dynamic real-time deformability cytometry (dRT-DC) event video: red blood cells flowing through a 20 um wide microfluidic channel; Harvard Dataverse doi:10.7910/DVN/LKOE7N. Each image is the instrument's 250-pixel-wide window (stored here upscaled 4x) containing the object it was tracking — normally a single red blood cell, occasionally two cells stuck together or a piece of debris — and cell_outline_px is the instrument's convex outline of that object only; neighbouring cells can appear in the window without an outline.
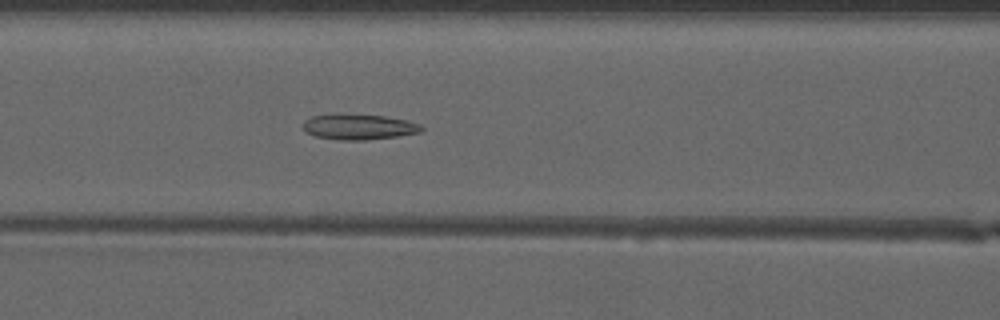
{"species": "common noctule bat (a hibernating species)", "species_latin": "Nyctalus noctula", "temperature_condition": "warm", "stored_images_in_passage": 36, "camera_frame_rate_fps": 3000, "um_per_image_px": 0.085, "animal": {"sex": "male", "forearm_length_mm": 52.5}, "frame": {"image": 1, "passage_image": 8, "time_ms": 2.333, "image_size_px": [1000, 320], "cell_outline_px": [[424, 128], [420, 132], [396, 136], [364, 140], [340, 140], [316, 136], [308, 132], [304, 128], [304, 120], [312, 116], [332, 112], [336, 112], [384, 116], [408, 120], [420, 124]], "centroid_in_image_um": [30.48, 10.75], "position_along_channel_um": 136.1, "area_um2": 17.86}}
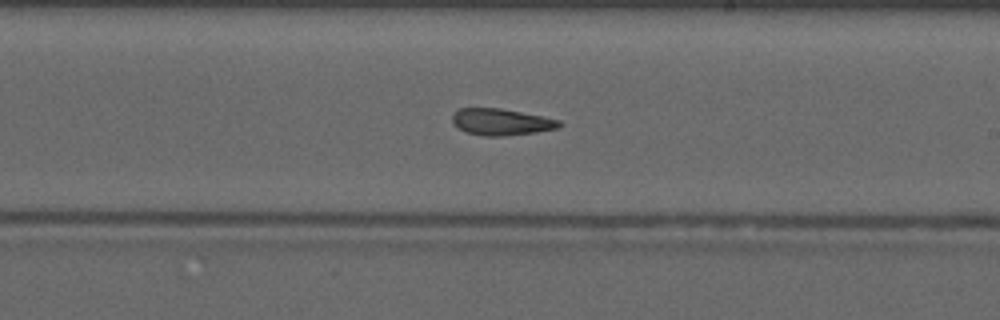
{"frame": {"image": 2, "passage_image": 16, "time_ms": 5.0, "image_size_px": [1000, 320], "cell_outline_px": [[564, 124], [560, 128], [536, 132], [504, 136], [484, 136], [468, 132], [460, 128], [452, 120], [452, 116], [460, 108], [500, 108], [560, 120]], "centroid_in_image_um": [42.66, 10.37], "position_along_channel_um": 246.3, "area_um2": 16.36}}
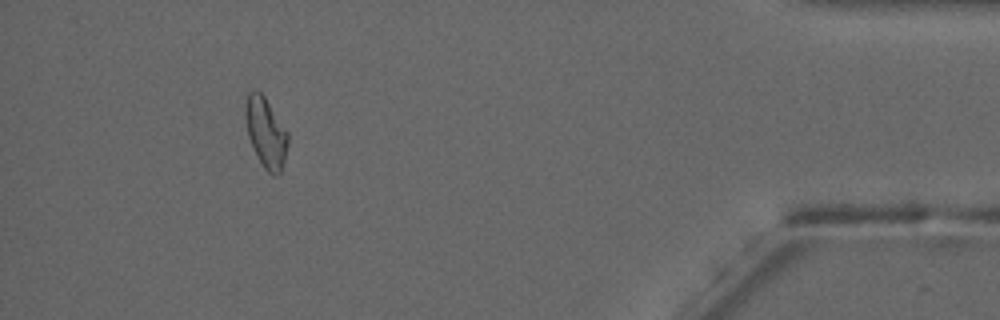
{"frame": {"image": 3, "passage_image": 32, "time_ms": 10.333, "image_size_px": [1000, 320], "cell_outline_px": [[288, 144], [284, 160], [280, 172], [276, 176], [272, 176], [264, 168], [256, 156], [248, 136], [244, 116], [244, 96], [252, 88], [256, 88], [264, 96], [288, 132]], "centroid_in_image_um": [22.55, 11.21], "position_along_channel_um": 412.6, "area_um2": 17.74}, "authors_computed_cell_mechanics": {"area_um2": 17.0799, "velocity_mm_per_s": 4.1503, "shape_relaxation_time_tau1_ms": null, "shape_relaxation_time_tau2_ms": 3.6426, "deformation_change_tau1": null, "deformation_change_tau2": 0.1038}}